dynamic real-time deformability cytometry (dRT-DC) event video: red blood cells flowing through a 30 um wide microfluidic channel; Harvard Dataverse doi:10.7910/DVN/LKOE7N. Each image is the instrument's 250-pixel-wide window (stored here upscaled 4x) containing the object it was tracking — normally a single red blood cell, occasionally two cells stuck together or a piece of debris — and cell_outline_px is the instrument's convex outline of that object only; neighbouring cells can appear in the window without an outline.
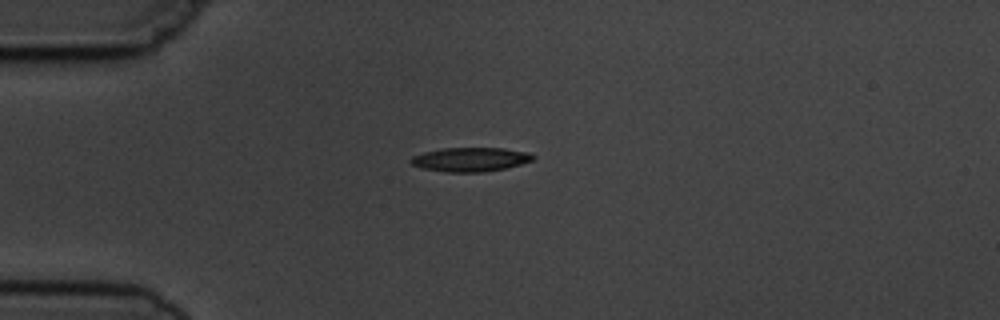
{"species": "common noctule bat (a hibernating species)", "species_latin": "Nyctalus noctula", "temperature_condition": "cold", "stored_images_in_passage": 3, "camera_frame_rate_fps": 3000, "um_per_image_px": 0.085, "animal": {"sex": "male", "body_mass_g": 19.5, "forearm_length_mm": 54.6}, "frame": {"image": 1, "passage_image": 3, "time_ms": 2.333, "image_size_px": [1000, 320], "cell_outline_px": [[536, 156], [532, 160], [520, 164], [504, 168], [484, 172], [444, 172], [420, 168], [412, 164], [408, 160], [412, 156], [424, 152], [444, 148], [504, 148], [528, 152]], "centroid_in_image_um": [39.95, 13.55], "position_along_channel_um": 45.1, "area_um2": 17.17}}